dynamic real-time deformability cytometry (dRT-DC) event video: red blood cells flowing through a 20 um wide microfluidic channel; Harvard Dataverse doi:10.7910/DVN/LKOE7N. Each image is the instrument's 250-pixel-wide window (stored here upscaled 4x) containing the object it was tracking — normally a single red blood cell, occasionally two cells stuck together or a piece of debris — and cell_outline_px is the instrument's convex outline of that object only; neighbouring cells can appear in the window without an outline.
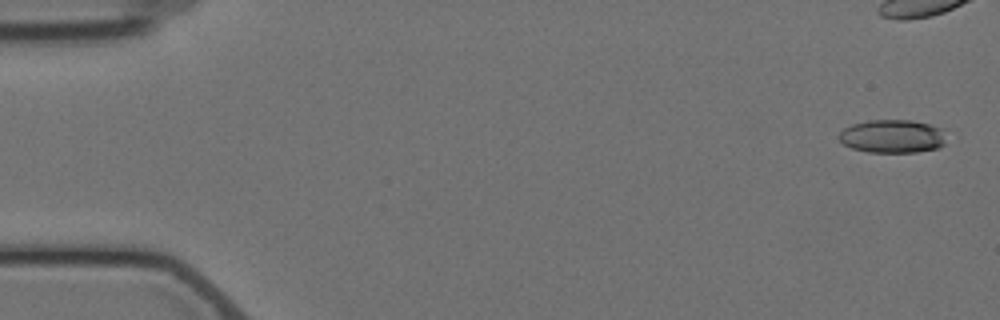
{"species": "Egyptian fruit bat (a non-hibernating species)", "species_latin": "Rousettus aegyptiacus", "temperature_condition": "cold", "stored_images_in_passage": 8, "camera_frame_rate_fps": 3000, "um_per_image_px": 0.085, "animal": {"sex": "female"}, "frame": {"image": 1, "passage_image": 1, "time_ms": 0.0, "image_size_px": [1000, 320], "cell_outline_px": [[944, 144], [940, 148], [916, 152], [868, 152], [852, 148], [844, 144], [836, 136], [844, 128], [852, 124], [868, 120], [912, 120], [944, 128]], "centroid_in_image_um": [75.86, 11.58], "position_along_channel_um": 9.1, "area_um2": 20.98}}
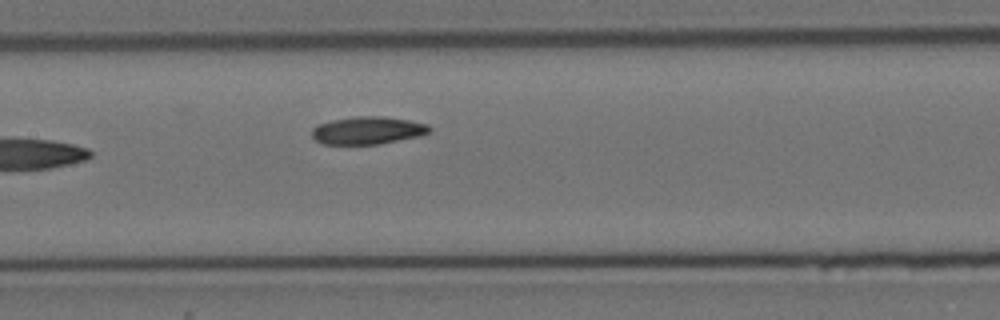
{"frame": {"image": 2, "passage_image": 8, "time_ms": 9.333, "image_size_px": [1000, 320], "cell_outline_px": [[432, 128], [428, 132], [420, 136], [376, 144], [324, 144], [316, 140], [312, 136], [312, 128], [316, 124], [332, 120], [356, 116], [380, 116], [408, 120], [428, 124]], "centroid_in_image_um": [31.23, 11.08], "position_along_channel_um": 176.2, "area_um2": 18.84}}